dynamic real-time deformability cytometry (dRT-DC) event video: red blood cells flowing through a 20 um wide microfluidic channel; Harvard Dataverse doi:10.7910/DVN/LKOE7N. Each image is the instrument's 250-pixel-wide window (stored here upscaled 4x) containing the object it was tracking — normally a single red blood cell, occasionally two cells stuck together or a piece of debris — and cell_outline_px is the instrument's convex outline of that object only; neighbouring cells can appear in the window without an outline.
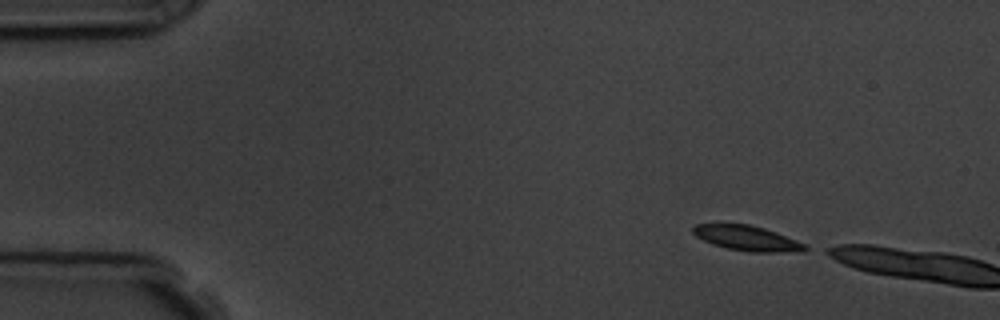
{"species": "common noctule bat (a hibernating species)", "species_latin": "Nyctalus noctula", "temperature_condition": "room temperature", "stored_images_in_passage": 2, "camera_frame_rate_fps": 3000, "um_per_image_px": 0.085, "animal": {"sex": "male", "body_mass_g": 19.5, "forearm_length_mm": 54.6}, "frame": {"image": 1, "passage_image": 1, "time_ms": 0.0, "image_size_px": [1000, 320], "cell_outline_px": [[812, 248], [804, 252], [748, 252], [728, 248], [712, 244], [696, 236], [692, 232], [692, 228], [696, 224], [748, 224], [764, 228], [796, 240]], "centroid_in_image_um": [63.54, 20.26], "position_along_channel_um": 21.5, "area_um2": 16.36}}